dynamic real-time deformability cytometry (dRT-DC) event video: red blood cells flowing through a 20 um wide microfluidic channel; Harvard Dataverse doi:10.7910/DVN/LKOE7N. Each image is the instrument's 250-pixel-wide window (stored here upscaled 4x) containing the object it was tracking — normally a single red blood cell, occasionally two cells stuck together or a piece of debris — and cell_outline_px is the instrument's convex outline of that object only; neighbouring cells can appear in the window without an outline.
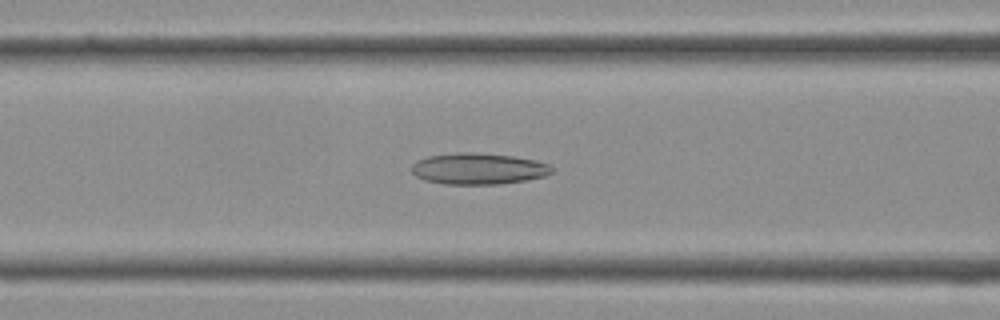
{"species": "Egyptian fruit bat (a non-hibernating species)", "species_latin": "Rousettus aegyptiacus", "temperature_condition": "cold", "stored_images_in_passage": 39, "camera_frame_rate_fps": 3000, "um_per_image_px": 0.085, "frame": {"image": 1, "passage_image": 15, "time_ms": 4.667, "image_size_px": [1000, 320], "cell_outline_px": [[556, 168], [552, 172], [544, 176], [524, 180], [500, 184], [444, 184], [424, 180], [416, 176], [412, 172], [412, 164], [416, 160], [428, 156], [456, 152], [472, 152], [512, 156], [536, 160], [548, 164]], "centroid_in_image_um": [40.65, 14.33], "position_along_channel_um": 126.0, "area_um2": 25.66}}
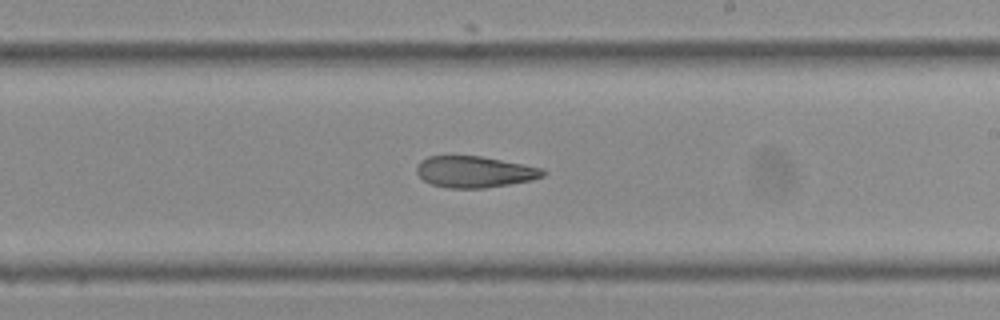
{"frame": {"image": 2, "passage_image": 22, "time_ms": 7.0, "image_size_px": [1000, 320], "cell_outline_px": [[548, 172], [544, 176], [532, 180], [484, 188], [448, 188], [432, 184], [424, 180], [416, 172], [416, 168], [420, 160], [428, 156], [480, 156], [524, 164], [544, 168]], "centroid_in_image_um": [40.37, 14.6], "position_along_channel_um": 248.6, "area_um2": 23.12}}
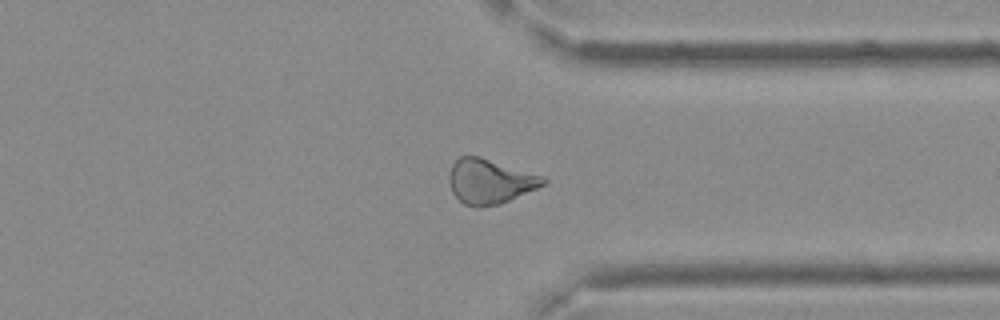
{"frame": {"image": 3, "passage_image": 29, "time_ms": 9.333, "image_size_px": [1000, 320], "cell_outline_px": [[548, 180], [544, 184], [536, 188], [508, 200], [496, 204], [476, 208], [464, 204], [452, 192], [448, 180], [448, 176], [452, 164], [460, 156], [480, 156], [544, 176]], "centroid_in_image_um": [41.61, 15.4], "position_along_channel_um": 369.8, "area_um2": 24.33}}